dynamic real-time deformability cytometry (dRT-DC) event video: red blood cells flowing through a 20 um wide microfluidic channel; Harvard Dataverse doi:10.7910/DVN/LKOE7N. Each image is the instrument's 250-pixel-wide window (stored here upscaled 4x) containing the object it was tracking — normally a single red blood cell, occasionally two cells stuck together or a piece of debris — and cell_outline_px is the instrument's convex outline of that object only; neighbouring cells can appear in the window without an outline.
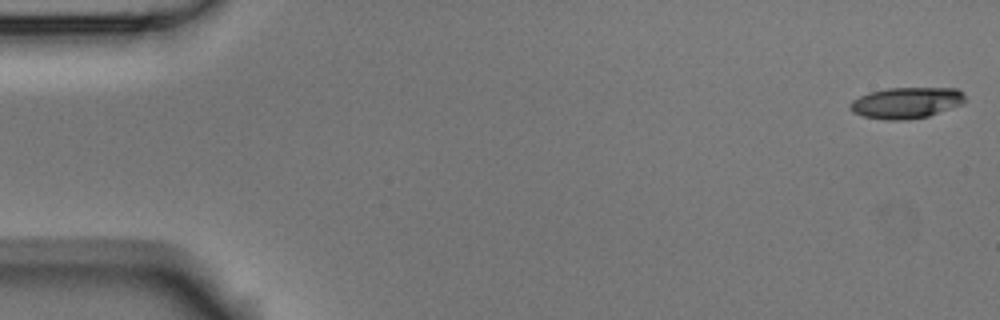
{"species": "Egyptian fruit bat (a non-hibernating species)", "species_latin": "Rousettus aegyptiacus", "temperature_condition": "room temperature", "stored_images_in_passage": 3, "camera_frame_rate_fps": 3000, "um_per_image_px": 0.085, "animal": {"sex": "male"}, "frame": {"image": 1, "passage_image": 1, "time_ms": 0.0, "image_size_px": [1000, 320], "cell_outline_px": [[964, 100], [960, 104], [928, 116], [908, 120], [888, 120], [864, 116], [852, 112], [848, 104], [852, 100], [868, 92], [888, 88], [956, 88], [964, 92]], "centroid_in_image_um": [77.0, 8.73], "position_along_channel_um": 8.0, "area_um2": 20.75}}
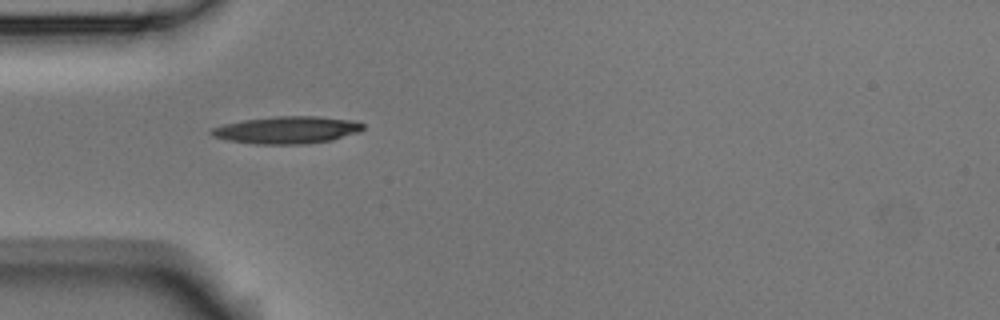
{"frame": {"image": 2, "passage_image": 2, "time_ms": 0.333, "image_size_px": [1000, 320], "cell_outline_px": [[364, 128], [360, 132], [332, 140], [304, 144], [256, 144], [228, 140], [212, 136], [208, 132], [212, 128], [224, 124], [244, 120], [276, 116], [316, 116], [352, 120], [364, 124]], "centroid_in_image_um": [24.4, 11.05], "position_along_channel_um": 60.6, "area_um2": 24.1}}
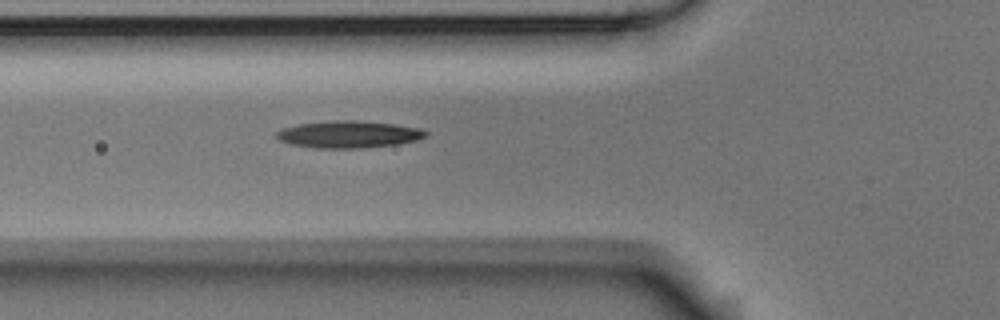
{"frame": {"image": 3, "passage_image": 3, "time_ms": 0.667, "image_size_px": [1000, 320], "cell_outline_px": [[428, 136], [416, 140], [400, 144], [364, 148], [312, 148], [292, 144], [280, 140], [276, 136], [276, 132], [280, 128], [296, 124], [332, 120], [356, 120], [396, 124], [420, 128], [428, 132]], "centroid_in_image_um": [29.64, 11.41], "position_along_channel_um": 96.2, "area_um2": 23.87}}